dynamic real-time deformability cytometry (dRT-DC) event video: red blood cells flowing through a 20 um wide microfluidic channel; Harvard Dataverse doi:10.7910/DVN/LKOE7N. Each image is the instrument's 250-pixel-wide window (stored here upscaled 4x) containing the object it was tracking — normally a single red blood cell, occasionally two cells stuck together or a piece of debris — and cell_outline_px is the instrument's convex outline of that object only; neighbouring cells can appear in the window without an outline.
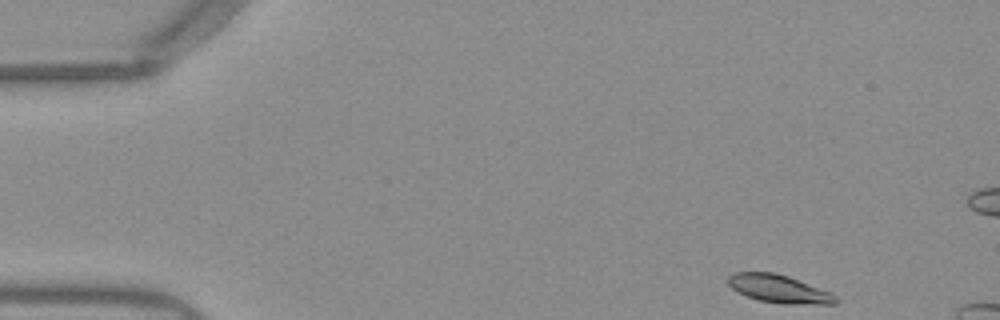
{"species": "Egyptian fruit bat (a non-hibernating species)", "species_latin": "Rousettus aegyptiacus", "temperature_condition": "warm", "stored_images_in_passage": 10, "camera_frame_rate_fps": 3000, "um_per_image_px": 0.085, "frame": {"image": 1, "passage_image": 1, "time_ms": 0.0, "image_size_px": [1000, 320], "cell_outline_px": [[840, 300], [836, 304], [784, 304], [760, 300], [748, 296], [732, 288], [728, 284], [728, 276], [736, 272], [776, 272], [788, 276], [832, 292]], "centroid_in_image_um": [66.28, 24.55], "position_along_channel_um": 18.7, "area_um2": 17.57}}